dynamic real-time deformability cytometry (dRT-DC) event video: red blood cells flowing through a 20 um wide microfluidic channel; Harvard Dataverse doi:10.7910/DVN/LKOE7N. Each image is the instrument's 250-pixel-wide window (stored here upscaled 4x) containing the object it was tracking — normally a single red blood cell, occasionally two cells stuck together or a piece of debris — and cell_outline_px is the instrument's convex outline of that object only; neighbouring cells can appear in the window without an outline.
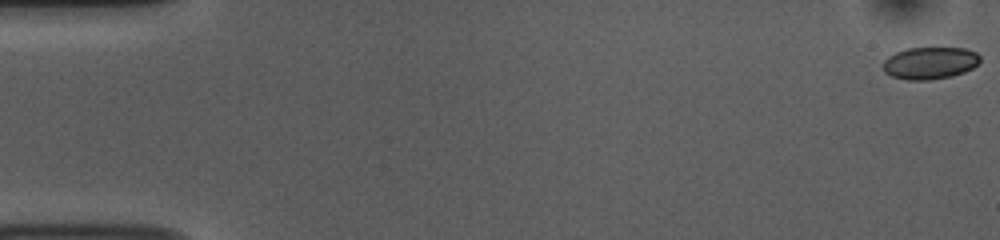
{"species": "common noctule bat (a hibernating species)", "species_latin": "Nyctalus noctula", "temperature_condition": "room temperature", "stored_images_in_passage": 15, "camera_frame_rate_fps": 3000, "um_per_image_px": 0.085, "animal": {"sex": "female", "body_mass_g": 10.0, "forearm_length_mm": 53.1}, "frame": {"image": 1, "passage_image": 1, "time_ms": 0.0, "image_size_px": [1000, 240], "cell_outline_px": [[980, 60], [972, 68], [964, 72], [952, 76], [928, 80], [908, 80], [892, 76], [884, 72], [884, 60], [888, 56], [896, 52], [908, 48], [964, 48], [976, 52], [980, 56]], "centroid_in_image_um": [79.04, 5.35], "position_along_channel_um": 6.0, "area_um2": 18.09}}